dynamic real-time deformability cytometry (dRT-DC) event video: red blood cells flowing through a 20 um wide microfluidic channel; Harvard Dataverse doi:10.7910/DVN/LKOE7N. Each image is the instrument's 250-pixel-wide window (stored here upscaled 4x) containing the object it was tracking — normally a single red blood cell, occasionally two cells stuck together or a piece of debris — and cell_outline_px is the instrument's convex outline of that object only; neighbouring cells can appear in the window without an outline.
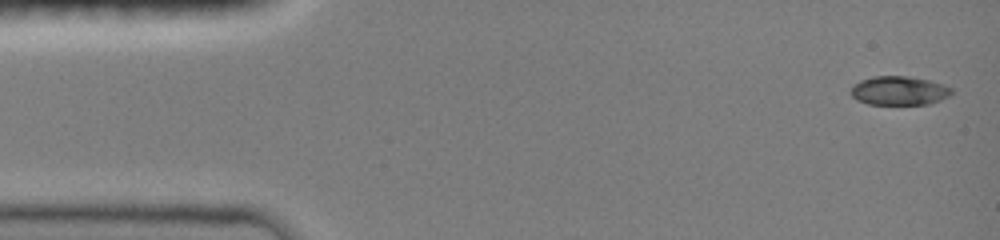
{"species": "common noctule bat (a hibernating species)", "species_latin": "Nyctalus noctula", "temperature_condition": "room temperature", "stored_images_in_passage": 7, "segment_of_instrument_passage": [1, 2], "camera_frame_rate_fps": 3000, "um_per_image_px": 0.085, "animal": {"sex": "female", "body_mass_g": 19.0, "forearm_length_mm": 51.5}, "frame": {"image": 1, "passage_image": 1, "time_ms": 0.0, "image_size_px": [1000, 240], "cell_outline_px": [[952, 92], [948, 96], [940, 100], [928, 104], [868, 104], [856, 100], [852, 96], [852, 84], [860, 80], [872, 76], [908, 76], [928, 80], [952, 88]], "centroid_in_image_um": [76.38, 7.7], "position_along_channel_um": 8.6, "area_um2": 16.88}}